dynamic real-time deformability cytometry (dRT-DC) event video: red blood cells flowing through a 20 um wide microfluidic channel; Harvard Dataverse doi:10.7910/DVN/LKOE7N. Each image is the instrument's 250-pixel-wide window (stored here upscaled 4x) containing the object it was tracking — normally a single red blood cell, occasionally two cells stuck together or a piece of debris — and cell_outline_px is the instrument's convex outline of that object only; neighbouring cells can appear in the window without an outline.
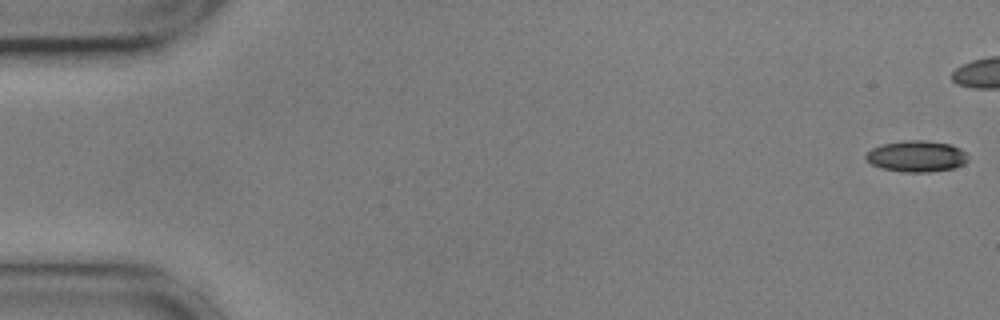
{"species": "common noctule bat (a hibernating species)", "species_latin": "Nyctalus noctula", "temperature_condition": "cold", "stored_images_in_passage": 44, "camera_frame_rate_fps": 3000, "um_per_image_px": 0.085, "animal": {"sex": "male", "body_mass_g": 17.9, "forearm_length_mm": 54.2}, "frame": {"image": 1, "passage_image": 1, "time_ms": 0.0, "image_size_px": [1000, 320], "cell_outline_px": [[968, 160], [964, 164], [952, 168], [928, 172], [900, 172], [880, 168], [864, 160], [864, 156], [872, 148], [884, 144], [904, 140], [924, 140], [952, 144], [960, 148], [968, 156]], "centroid_in_image_um": [77.89, 13.28], "position_along_channel_um": 7.1, "area_um2": 18.73}}